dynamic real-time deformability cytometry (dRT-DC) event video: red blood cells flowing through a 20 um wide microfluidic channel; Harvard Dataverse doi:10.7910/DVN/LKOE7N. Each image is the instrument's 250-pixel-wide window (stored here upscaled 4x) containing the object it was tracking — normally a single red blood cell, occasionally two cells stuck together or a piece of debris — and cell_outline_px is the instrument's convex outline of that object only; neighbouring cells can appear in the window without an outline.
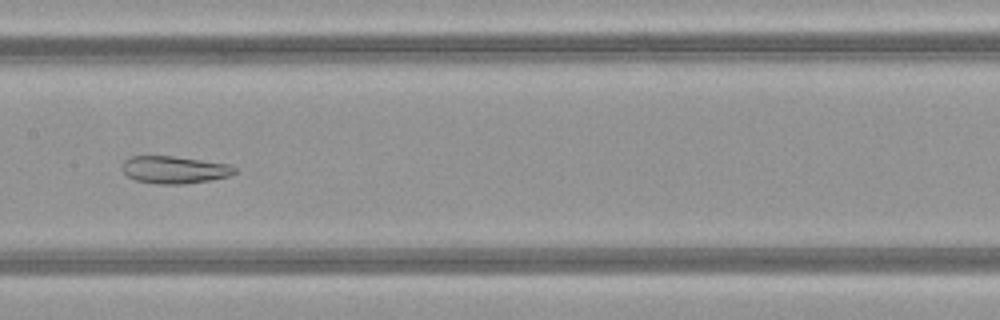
{"species": "common noctule bat (a hibernating species)", "species_latin": "Nyctalus noctula", "temperature_condition": "warm", "stored_images_in_passage": 36, "camera_frame_rate_fps": 3000, "um_per_image_px": 0.085, "animal": {"sex": "female", "body_mass_g": 21.9}, "frame": {"image": 1, "passage_image": 12, "time_ms": 3.667, "image_size_px": [1000, 320], "cell_outline_px": [[236, 172], [228, 176], [208, 180], [184, 184], [156, 184], [136, 180], [128, 176], [120, 168], [124, 160], [132, 156], [172, 156], [232, 164], [236, 168]], "centroid_in_image_um": [14.81, 14.42], "position_along_channel_um": 192.6, "area_um2": 17.98}}
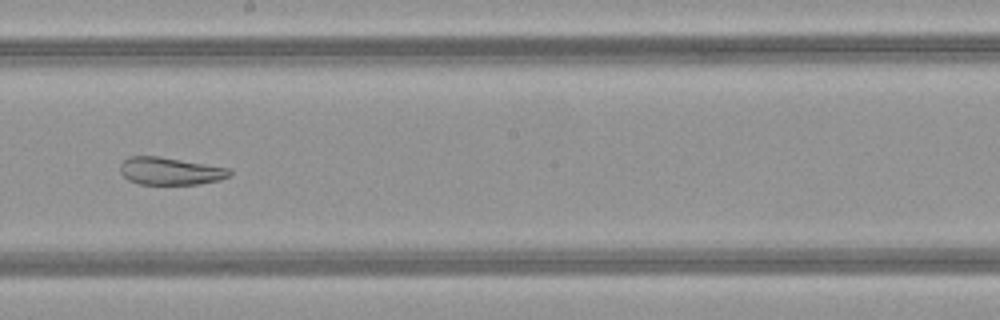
{"frame": {"image": 2, "passage_image": 15, "time_ms": 4.667, "image_size_px": [1000, 320], "cell_outline_px": [[232, 172], [228, 176], [220, 180], [200, 184], [140, 184], [128, 180], [120, 172], [120, 164], [128, 156], [156, 156], [228, 168]], "centroid_in_image_um": [14.43, 14.55], "position_along_channel_um": 233.8, "area_um2": 17.34}}
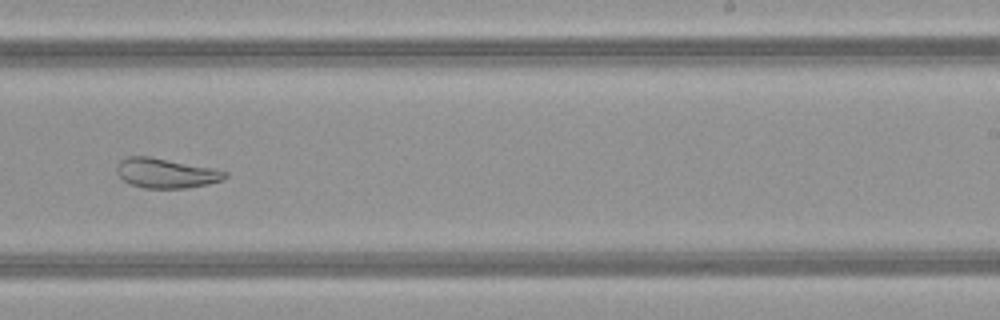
{"frame": {"image": 3, "passage_image": 18, "time_ms": 5.667, "image_size_px": [1000, 320], "cell_outline_px": [[228, 176], [220, 180], [208, 184], [188, 188], [144, 188], [132, 184], [124, 180], [116, 172], [116, 168], [120, 160], [128, 156], [148, 156], [216, 168], [228, 172]], "centroid_in_image_um": [14.13, 14.71], "position_along_channel_um": 274.9, "area_um2": 18.79}, "authors_computed_cell_mechanics": {"area_um2": 22.3686, "velocity_mm_per_s": 4.1308, "shape_relaxation_time_tau1_ms": null, "shape_relaxation_time_tau2_ms": 1.1199, "deformation_change_tau1": null, "deformation_change_tau2": 0.0664}}